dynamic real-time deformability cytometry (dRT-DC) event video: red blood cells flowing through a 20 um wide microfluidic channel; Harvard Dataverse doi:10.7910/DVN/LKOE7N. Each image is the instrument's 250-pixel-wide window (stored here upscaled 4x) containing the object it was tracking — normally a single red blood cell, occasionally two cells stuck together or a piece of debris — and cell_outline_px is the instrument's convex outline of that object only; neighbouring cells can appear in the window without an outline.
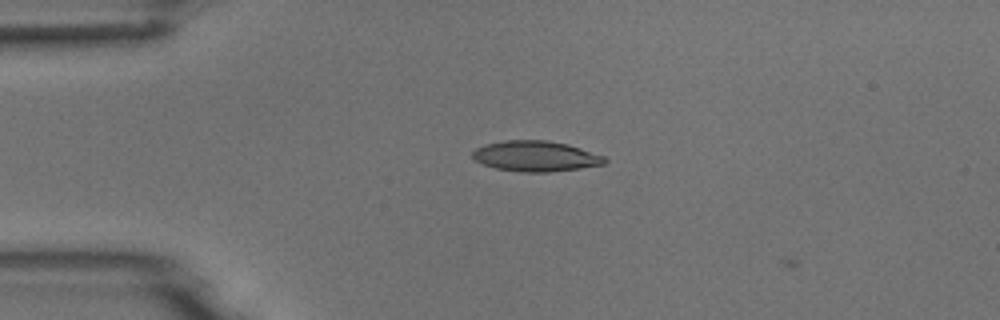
{"species": "common noctule bat (a hibernating species)", "species_latin": "Nyctalus noctula", "temperature_condition": "room temperature", "stored_images_in_passage": 2, "camera_frame_rate_fps": 3000, "um_per_image_px": 0.085, "animal": {"sex": "male", "body_mass_g": 18.8}, "frame": {"image": 1, "passage_image": 1, "time_ms": 0.0, "image_size_px": [1000, 320], "cell_outline_px": [[608, 160], [604, 164], [580, 168], [548, 172], [524, 172], [496, 168], [484, 164], [476, 160], [472, 156], [472, 152], [476, 148], [484, 144], [504, 140], [544, 140], [568, 144], [604, 156]], "centroid_in_image_um": [45.53, 13.27], "position_along_channel_um": 39.5, "area_um2": 23.35}}